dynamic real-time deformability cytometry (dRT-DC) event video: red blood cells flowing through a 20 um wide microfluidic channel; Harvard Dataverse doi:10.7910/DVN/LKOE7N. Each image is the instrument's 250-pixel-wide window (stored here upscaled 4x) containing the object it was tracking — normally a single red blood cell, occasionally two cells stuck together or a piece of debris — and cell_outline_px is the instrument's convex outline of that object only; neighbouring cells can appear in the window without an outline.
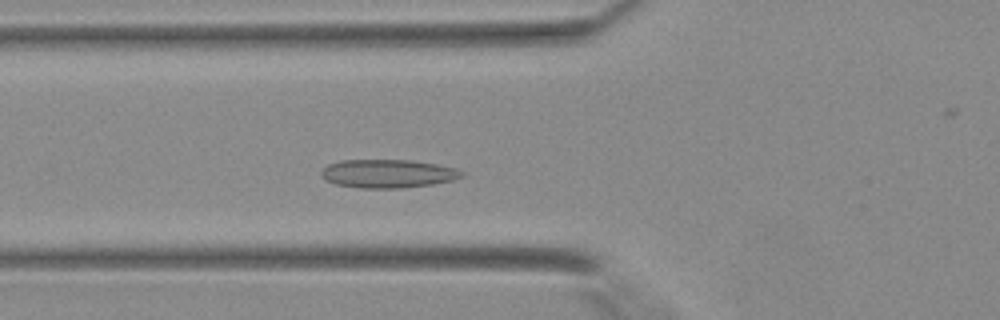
{"species": "Egyptian fruit bat (a non-hibernating species)", "species_latin": "Rousettus aegyptiacus", "temperature_condition": "warm", "stored_images_in_passage": 35, "camera_frame_rate_fps": 3000, "um_per_image_px": 0.085, "animal": {"sex": "female"}, "frame": {"image": 1, "passage_image": 9, "time_ms": 2.667, "image_size_px": [1000, 320], "cell_outline_px": [[464, 176], [452, 180], [432, 184], [400, 188], [360, 188], [336, 184], [324, 180], [320, 176], [320, 172], [328, 164], [340, 160], [408, 160], [436, 164], [456, 168], [464, 172]], "centroid_in_image_um": [32.94, 14.76], "position_along_channel_um": 92.9, "area_um2": 23.29}}
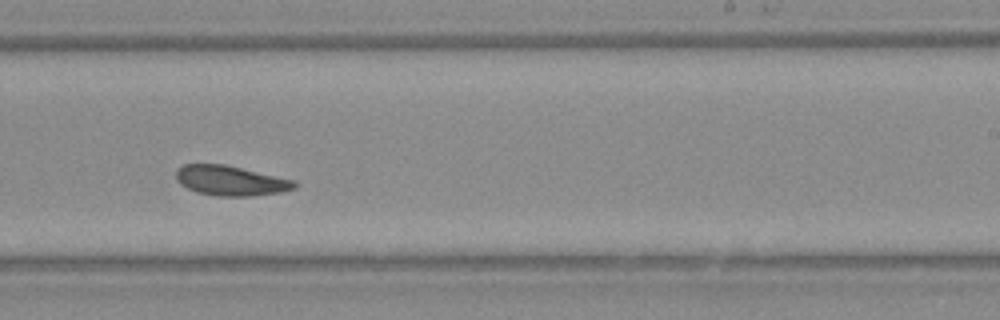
{"frame": {"image": 2, "passage_image": 20, "time_ms": 6.333, "image_size_px": [1000, 320], "cell_outline_px": [[296, 188], [280, 192], [252, 196], [216, 196], [196, 192], [180, 184], [176, 180], [176, 172], [184, 164], [224, 164], [296, 180]], "centroid_in_image_um": [19.61, 15.36], "position_along_channel_um": 269.4, "area_um2": 20.63}}
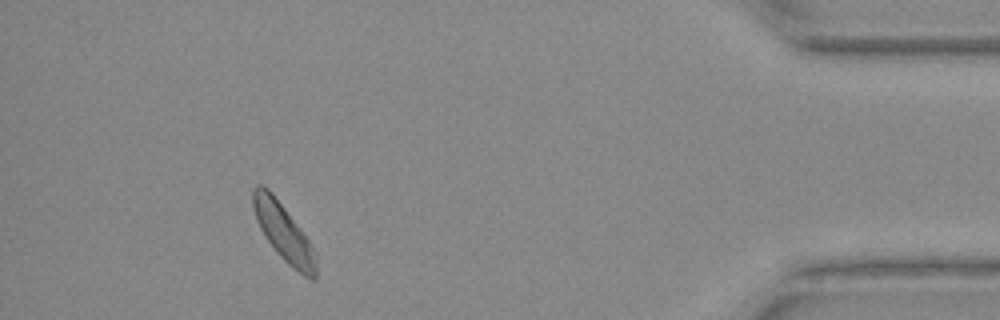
{"frame": {"image": 3, "passage_image": 32, "time_ms": 10.333, "image_size_px": [1000, 320], "cell_outline_px": [[316, 280], [312, 280], [304, 276], [292, 268], [276, 252], [260, 228], [256, 220], [252, 208], [252, 188], [256, 184], [260, 184], [268, 188], [272, 192], [300, 228], [316, 252]], "centroid_in_image_um": [24.09, 19.74], "position_along_channel_um": 411.1, "area_um2": 21.04}}